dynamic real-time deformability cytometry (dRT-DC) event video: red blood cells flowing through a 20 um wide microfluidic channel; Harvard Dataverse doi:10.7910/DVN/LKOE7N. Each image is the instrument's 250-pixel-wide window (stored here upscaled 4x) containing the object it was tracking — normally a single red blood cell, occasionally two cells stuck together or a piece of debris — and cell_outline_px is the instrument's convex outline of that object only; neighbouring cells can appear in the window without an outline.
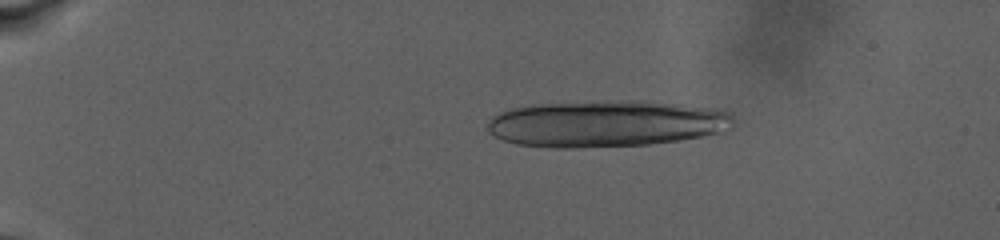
{"species": "human", "species_latin": "Homo sapiens", "temperature_condition": "warm", "stored_images_in_passage": 22, "camera_frame_rate_fps": 3000, "um_per_image_px": 0.085, "donor": {"sex": "male"}, "frame": {"image": 1, "passage_image": 4, "time_ms": 0.667, "image_size_px": [1000, 240], "cell_outline_px": [[732, 128], [724, 132], [680, 140], [648, 144], [576, 148], [552, 148], [516, 144], [492, 136], [488, 132], [484, 124], [492, 116], [508, 108], [532, 104], [628, 100], [644, 100], [712, 108], [728, 112], [732, 116]], "centroid_in_image_um": [51.46, 10.51], "position_along_channel_um": 33.5, "area_um2": 67.34}}